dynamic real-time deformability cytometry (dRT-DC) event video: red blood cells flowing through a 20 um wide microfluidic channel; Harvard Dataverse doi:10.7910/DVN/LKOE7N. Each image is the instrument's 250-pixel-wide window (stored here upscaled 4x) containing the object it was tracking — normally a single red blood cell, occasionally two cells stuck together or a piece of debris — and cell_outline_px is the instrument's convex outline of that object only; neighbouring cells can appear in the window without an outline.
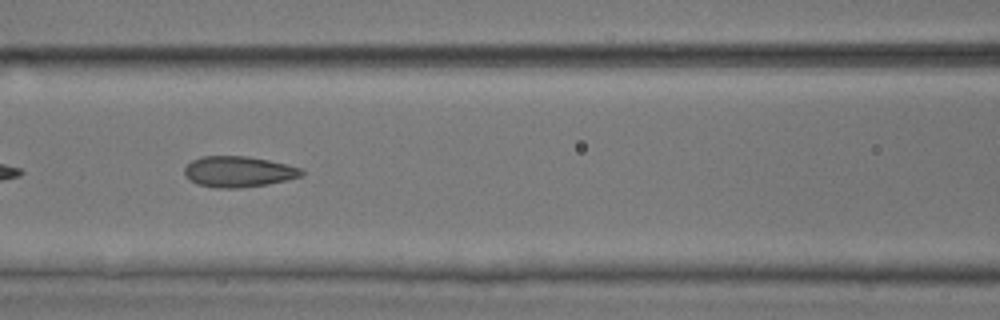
{"species": "common noctule bat (a hibernating species)", "species_latin": "Nyctalus noctula", "temperature_condition": "room temperature", "stored_images_in_passage": 52, "camera_frame_rate_fps": 3000, "um_per_image_px": 0.085, "animal": {"sex": "male", "body_mass_g": 17.9, "forearm_length_mm": 54.2}, "frame": {"image": 1, "passage_image": 23, "time_ms": 7.333, "image_size_px": [1000, 320], "cell_outline_px": [[304, 172], [300, 176], [288, 180], [268, 184], [240, 188], [216, 188], [196, 184], [184, 172], [184, 168], [192, 160], [200, 156], [248, 156], [268, 160], [300, 168]], "centroid_in_image_um": [20.26, 14.59], "position_along_channel_um": 146.3, "area_um2": 20.92}}
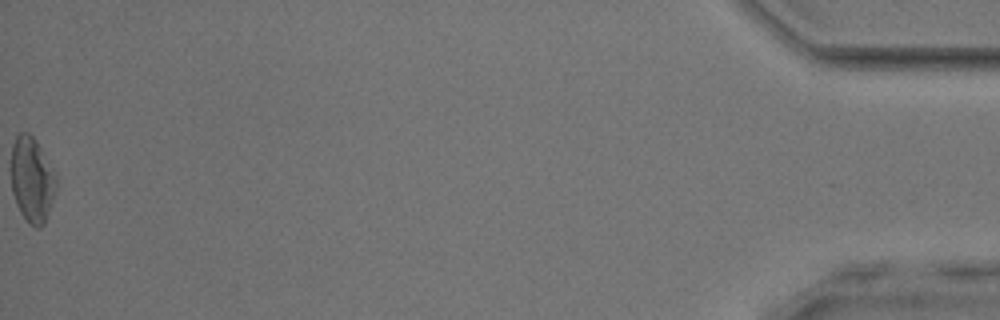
{"frame": {"image": 2, "passage_image": 52, "time_ms": 17.0, "image_size_px": [1000, 320], "cell_outline_px": [[56, 188], [44, 224], [40, 228], [36, 228], [28, 224], [20, 212], [16, 204], [12, 192], [12, 144], [16, 136], [20, 132], [28, 132], [36, 140], [56, 172]], "centroid_in_image_um": [2.72, 15.27], "position_along_channel_um": 432.5, "area_um2": 22.43}, "authors_computed_cell_mechanics": {"area_um2": 21.5594, "velocity_mm_per_s": 3.986, "shape_relaxation_time_tau1_ms": null, "shape_relaxation_time_tau2_ms": 1.1546, "deformation_change_tau1": null, "deformation_change_tau2": 0.0844}}